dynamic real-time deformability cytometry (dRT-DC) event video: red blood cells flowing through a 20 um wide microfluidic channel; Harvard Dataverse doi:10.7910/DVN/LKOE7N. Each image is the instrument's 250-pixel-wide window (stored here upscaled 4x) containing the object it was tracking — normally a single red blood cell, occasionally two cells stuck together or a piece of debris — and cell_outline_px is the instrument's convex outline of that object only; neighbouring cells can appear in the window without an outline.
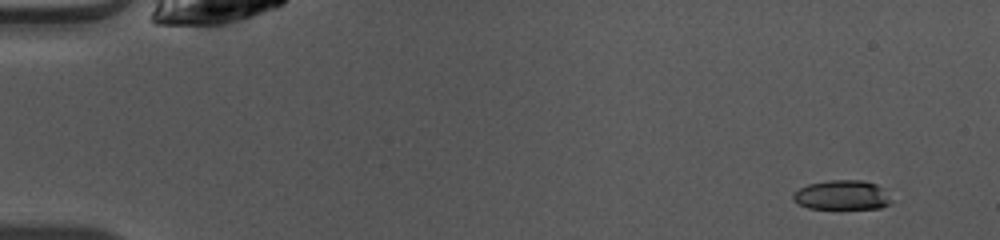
{"species": "common noctule bat (a hibernating species)", "species_latin": "Nyctalus noctula", "temperature_condition": "warm", "stored_images_in_passage": 47, "camera_frame_rate_fps": 3000, "um_per_image_px": 0.085, "animal": {"sex": "female", "body_mass_g": 10.0, "forearm_length_mm": 53.1}, "frame": {"image": 1, "passage_image": 1, "time_ms": 0.0, "image_size_px": [1000, 240], "cell_outline_px": [[892, 200], [888, 204], [880, 208], [840, 212], [808, 208], [792, 200], [792, 192], [808, 184], [832, 180], [864, 180], [876, 184], [884, 188]], "centroid_in_image_um": [71.57, 16.64], "position_along_channel_um": 13.4, "area_um2": 17.92}}
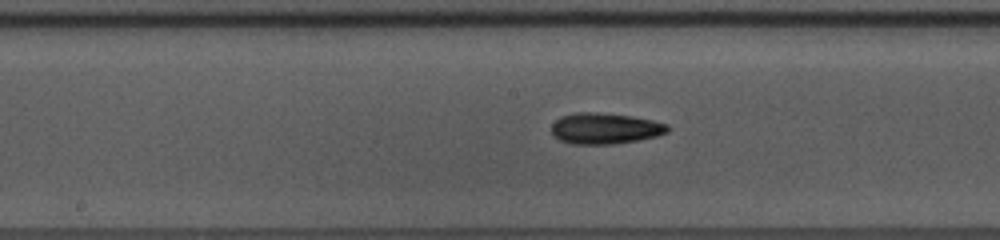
{"frame": {"image": 2, "passage_image": 23, "time_ms": 7.333, "image_size_px": [1000, 240], "cell_outline_px": [[672, 128], [668, 132], [656, 136], [640, 140], [612, 144], [568, 144], [560, 140], [552, 132], [552, 124], [560, 116], [576, 112], [596, 112], [632, 116], [652, 120], [668, 124]], "centroid_in_image_um": [51.45, 10.92], "position_along_channel_um": 196.8, "area_um2": 21.15}}
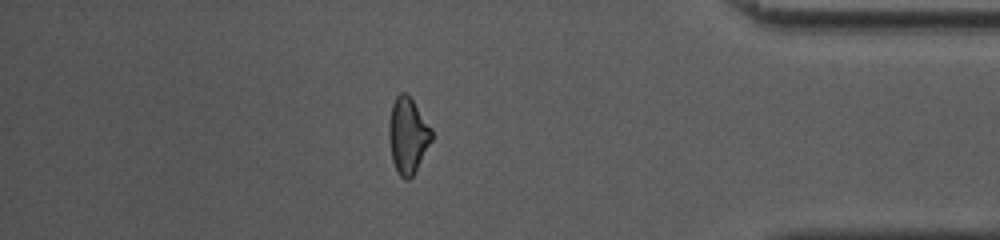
{"frame": {"image": 3, "passage_image": 40, "time_ms": 13.0, "image_size_px": [1000, 240], "cell_outline_px": [[432, 140], [412, 176], [408, 180], [404, 180], [396, 172], [392, 160], [388, 136], [388, 124], [392, 104], [396, 96], [400, 92], [404, 92], [412, 100], [432, 128]], "centroid_in_image_um": [34.64, 11.53], "position_along_channel_um": 400.6, "area_um2": 18.84}, "authors_computed_cell_mechanics": {"area_um2": 19.074, "velocity_mm_per_s": 4.1013, "shape_relaxation_time_tau1_ms": 4.6845, "shape_relaxation_time_tau2_ms": 2.8797, "deformation_change_tau1": 0.181, "deformation_change_tau2": 0.1179}}